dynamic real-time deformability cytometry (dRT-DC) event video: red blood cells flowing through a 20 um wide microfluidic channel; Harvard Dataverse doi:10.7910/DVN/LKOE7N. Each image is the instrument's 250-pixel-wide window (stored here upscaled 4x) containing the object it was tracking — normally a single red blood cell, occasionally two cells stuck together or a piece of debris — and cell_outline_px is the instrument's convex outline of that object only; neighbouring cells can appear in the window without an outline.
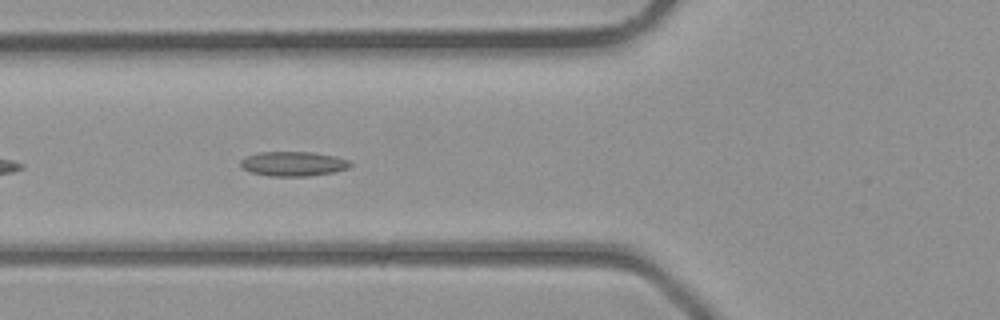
{"species": "common noctule bat (a hibernating species)", "species_latin": "Nyctalus noctula", "temperature_condition": "room temperature", "stored_images_in_passage": 31, "camera_frame_rate_fps": 3000, "um_per_image_px": 0.085, "animal": {"sex": "male", "body_mass_g": 23.1, "forearm_length_mm": 52.7}, "frame": {"image": 1, "passage_image": 7, "time_ms": 2.0, "image_size_px": [1000, 320], "cell_outline_px": [[352, 164], [348, 168], [336, 172], [308, 176], [268, 176], [248, 172], [240, 168], [240, 160], [256, 152], [316, 152], [336, 156], [348, 160]], "centroid_in_image_um": [24.9, 13.92], "position_along_channel_um": 100.9, "area_um2": 16.01}}
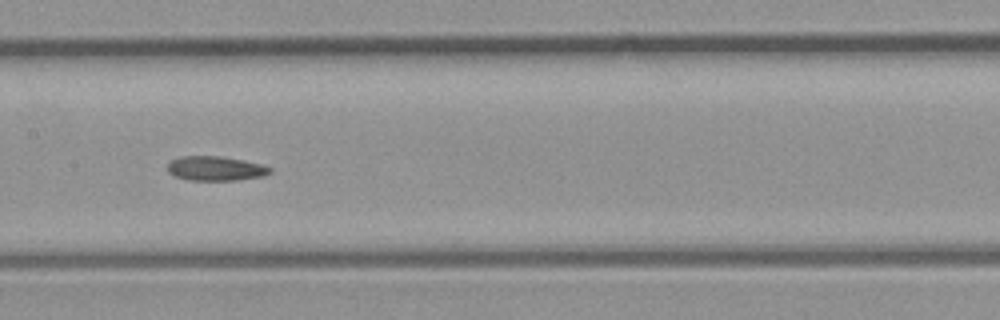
{"frame": {"image": 2, "passage_image": 12, "time_ms": 3.667, "image_size_px": [1000, 320], "cell_outline_px": [[272, 172], [264, 176], [236, 180], [188, 180], [176, 176], [168, 172], [168, 164], [172, 160], [180, 156], [220, 156], [244, 160], [260, 164], [272, 168]], "centroid_in_image_um": [18.34, 14.32], "position_along_channel_um": 189.1, "area_um2": 14.57}}
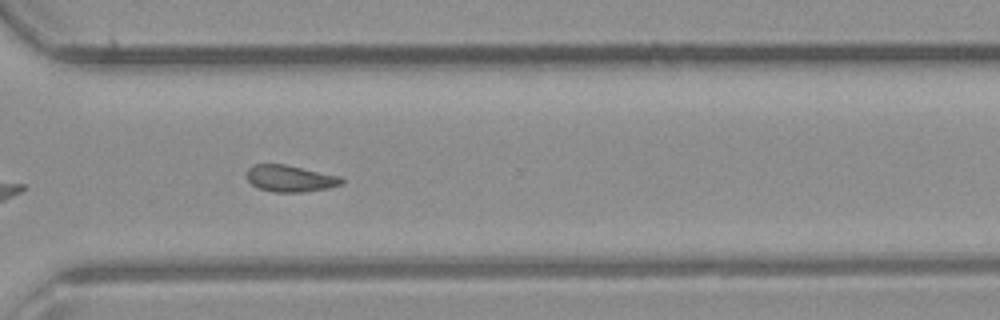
{"frame": {"image": 3, "passage_image": 21, "time_ms": 6.667, "image_size_px": [1000, 320], "cell_outline_px": [[344, 184], [328, 188], [304, 192], [272, 192], [260, 188], [252, 184], [248, 180], [248, 168], [252, 164], [284, 164], [340, 176], [344, 180]], "centroid_in_image_um": [24.69, 15.17], "position_along_channel_um": 345.9, "area_um2": 14.68}}